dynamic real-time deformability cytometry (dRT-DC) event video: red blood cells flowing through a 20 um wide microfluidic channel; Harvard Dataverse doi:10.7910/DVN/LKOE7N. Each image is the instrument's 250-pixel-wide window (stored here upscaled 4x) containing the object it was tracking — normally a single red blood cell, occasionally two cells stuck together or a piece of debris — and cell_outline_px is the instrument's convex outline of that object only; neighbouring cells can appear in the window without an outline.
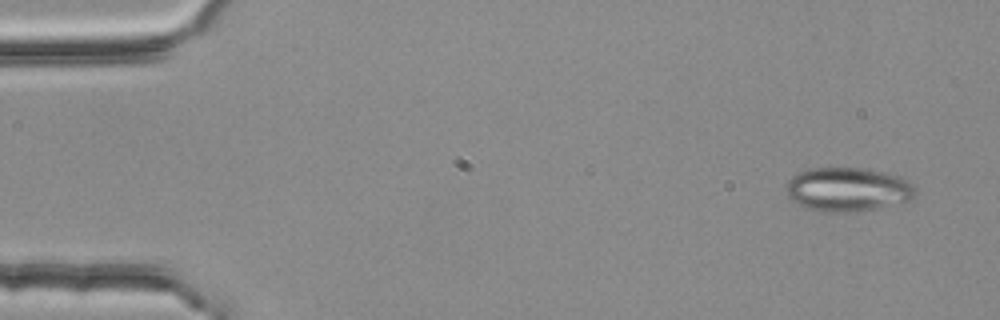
{"species": "common noctule bat (a hibernating species)", "species_latin": "Nyctalus noctula", "temperature_condition": "room temperature", "stored_images_in_passage": 3, "camera_frame_rate_fps": 3000, "um_per_image_px": 0.085, "animal": {"sex": "female", "body_mass_g": 25.1}, "frame": {"image": 1, "passage_image": 1, "time_ms": 0.0, "image_size_px": [1000, 320], "cell_outline_px": [[916, 192], [912, 200], [876, 208], [848, 212], [820, 212], [804, 208], [792, 200], [788, 196], [784, 188], [784, 184], [792, 176], [800, 172], [812, 168], [864, 168], [884, 172], [900, 176], [908, 180], [916, 188]], "centroid_in_image_um": [72.04, 16.1], "position_along_channel_um": 13.0, "area_um2": 33.41}}